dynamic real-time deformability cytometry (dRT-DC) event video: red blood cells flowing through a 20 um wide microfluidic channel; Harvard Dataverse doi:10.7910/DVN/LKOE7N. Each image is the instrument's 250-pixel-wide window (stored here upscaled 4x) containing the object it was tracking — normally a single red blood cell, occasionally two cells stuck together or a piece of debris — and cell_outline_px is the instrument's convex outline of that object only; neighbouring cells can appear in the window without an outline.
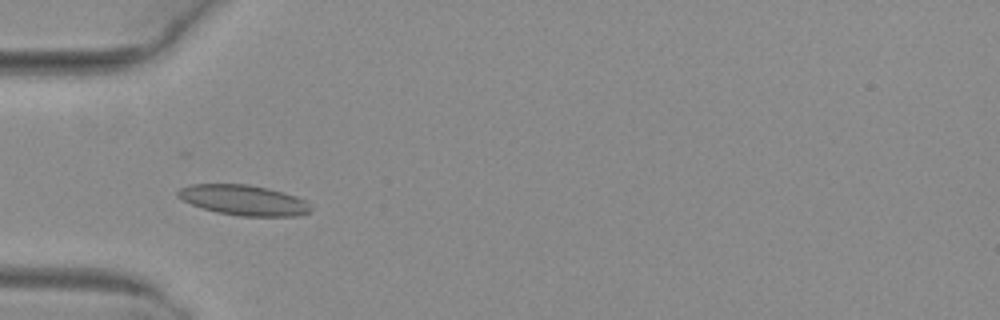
{"species": "common noctule bat (a hibernating species)", "species_latin": "Nyctalus noctula", "temperature_condition": "warm", "stored_images_in_passage": 4, "camera_frame_rate_fps": 3000, "um_per_image_px": 0.085, "animal": {"sex": "female", "body_mass_g": 29.2, "forearm_length_mm": 56.3}, "frame": {"image": 1, "passage_image": 3, "time_ms": 0.667, "image_size_px": [1000, 320], "cell_outline_px": [[312, 208], [308, 212], [300, 216], [240, 216], [216, 212], [192, 204], [176, 196], [176, 192], [180, 188], [192, 184], [248, 184], [268, 188], [284, 192], [296, 196], [304, 200]], "centroid_in_image_um": [20.71, 17.01], "position_along_channel_um": 64.3, "area_um2": 23.41}}
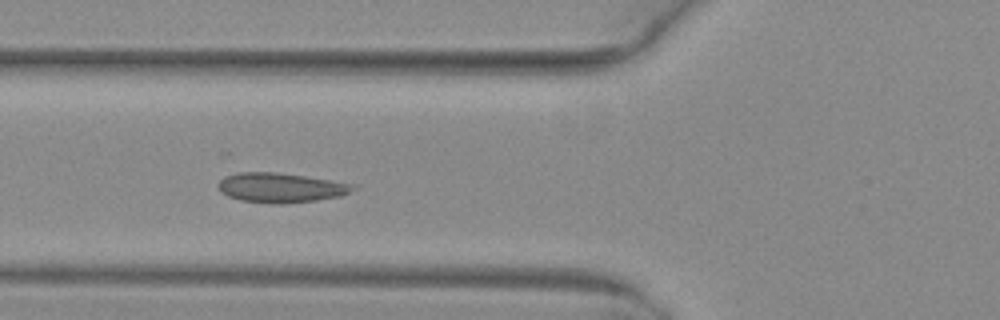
{"frame": {"image": 2, "passage_image": 4, "time_ms": 1.0, "image_size_px": [1000, 320], "cell_outline_px": [[360, 188], [340, 196], [316, 200], [284, 204], [272, 204], [240, 200], [228, 196], [220, 192], [216, 184], [224, 176], [236, 172], [276, 172], [304, 176], [356, 184]], "centroid_in_image_um": [23.86, 15.95], "position_along_channel_um": 101.9, "area_um2": 23.58}}